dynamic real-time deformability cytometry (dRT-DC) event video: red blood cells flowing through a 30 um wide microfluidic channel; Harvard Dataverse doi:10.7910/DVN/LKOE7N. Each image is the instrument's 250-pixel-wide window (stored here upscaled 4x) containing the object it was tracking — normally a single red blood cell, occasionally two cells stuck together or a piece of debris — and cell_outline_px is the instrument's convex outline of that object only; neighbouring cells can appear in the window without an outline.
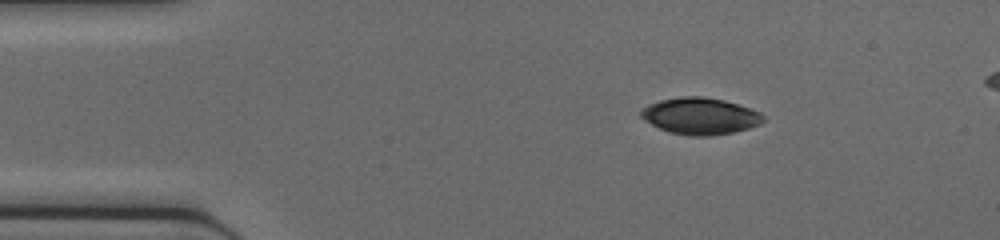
{"species": "common noctule bat (a hibernating species)", "species_latin": "Nyctalus noctula", "temperature_condition": "cold", "stored_images_in_passage": 39, "camera_frame_rate_fps": 3000, "um_per_image_px": 0.085, "animal": {"sex": "female", "body_mass_g": 17.0, "forearm_length_mm": 48.0}, "frame": {"image": 1, "passage_image": 1, "time_ms": 0.0, "image_size_px": [1000, 240], "cell_outline_px": [[764, 120], [760, 124], [748, 128], [732, 132], [712, 136], [688, 136], [668, 132], [644, 120], [640, 116], [640, 108], [648, 104], [660, 100], [680, 96], [704, 96], [724, 100], [760, 112], [764, 116]], "centroid_in_image_um": [59.47, 9.86], "position_along_channel_um": 25.5, "area_um2": 26.24}}
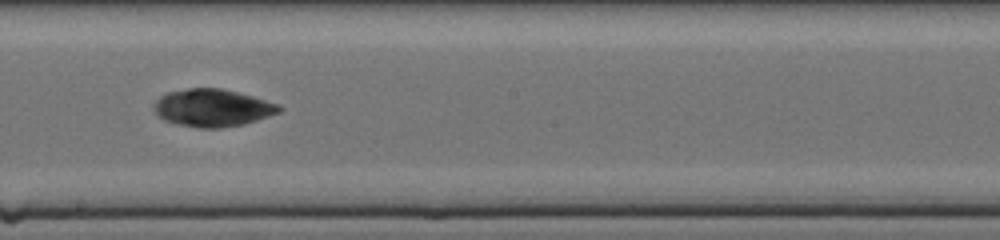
{"frame": {"image": 2, "passage_image": 19, "time_ms": 6.0, "image_size_px": [1000, 240], "cell_outline_px": [[284, 108], [280, 112], [244, 124], [220, 128], [196, 128], [176, 124], [164, 120], [152, 108], [156, 100], [160, 96], [168, 92], [188, 88], [220, 88], [252, 96], [280, 104]], "centroid_in_image_um": [18.06, 9.17], "position_along_channel_um": 230.1, "area_um2": 27.4}}
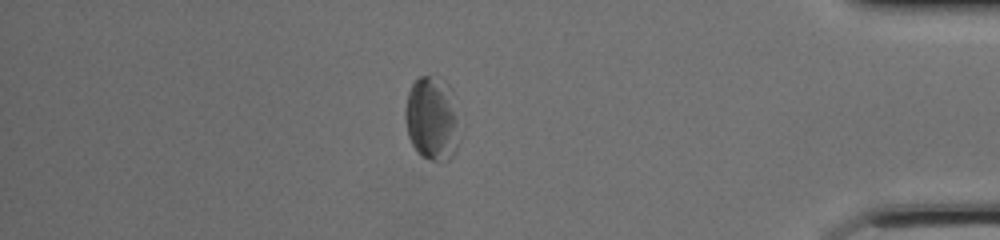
{"frame": {"image": 3, "passage_image": 33, "time_ms": 10.667, "image_size_px": [1000, 240], "cell_outline_px": [[460, 140], [456, 152], [448, 160], [432, 160], [420, 156], [416, 152], [408, 136], [404, 116], [404, 112], [408, 92], [412, 84], [420, 76], [440, 76], [452, 88]], "centroid_in_image_um": [36.72, 10.08], "position_along_channel_um": 398.5, "area_um2": 27.05}}